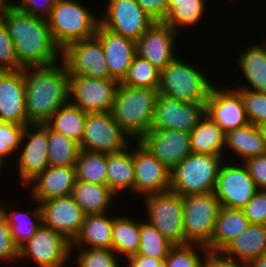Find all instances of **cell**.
<instances>
[{
	"mask_svg": "<svg viewBox=\"0 0 266 267\" xmlns=\"http://www.w3.org/2000/svg\"><path fill=\"white\" fill-rule=\"evenodd\" d=\"M1 20L23 67L51 65L58 63V57L61 60L62 50L54 42L46 19L28 15L9 2Z\"/></svg>",
	"mask_w": 266,
	"mask_h": 267,
	"instance_id": "6da1fadb",
	"label": "cell"
},
{
	"mask_svg": "<svg viewBox=\"0 0 266 267\" xmlns=\"http://www.w3.org/2000/svg\"><path fill=\"white\" fill-rule=\"evenodd\" d=\"M23 71L28 122L44 124L70 101V76L63 62L24 67Z\"/></svg>",
	"mask_w": 266,
	"mask_h": 267,
	"instance_id": "7a4b0ae2",
	"label": "cell"
},
{
	"mask_svg": "<svg viewBox=\"0 0 266 267\" xmlns=\"http://www.w3.org/2000/svg\"><path fill=\"white\" fill-rule=\"evenodd\" d=\"M158 96V89L119 84L110 111L112 118L132 139L139 141L151 129Z\"/></svg>",
	"mask_w": 266,
	"mask_h": 267,
	"instance_id": "3957f363",
	"label": "cell"
},
{
	"mask_svg": "<svg viewBox=\"0 0 266 267\" xmlns=\"http://www.w3.org/2000/svg\"><path fill=\"white\" fill-rule=\"evenodd\" d=\"M56 45L63 50L68 44L94 37L100 17L73 0H57L47 19Z\"/></svg>",
	"mask_w": 266,
	"mask_h": 267,
	"instance_id": "277c9868",
	"label": "cell"
},
{
	"mask_svg": "<svg viewBox=\"0 0 266 267\" xmlns=\"http://www.w3.org/2000/svg\"><path fill=\"white\" fill-rule=\"evenodd\" d=\"M224 158L191 152L171 170L170 190L183 196L214 192Z\"/></svg>",
	"mask_w": 266,
	"mask_h": 267,
	"instance_id": "5b68a950",
	"label": "cell"
},
{
	"mask_svg": "<svg viewBox=\"0 0 266 267\" xmlns=\"http://www.w3.org/2000/svg\"><path fill=\"white\" fill-rule=\"evenodd\" d=\"M198 68L176 57L160 71L159 95L182 102L206 103L214 85Z\"/></svg>",
	"mask_w": 266,
	"mask_h": 267,
	"instance_id": "8992f818",
	"label": "cell"
},
{
	"mask_svg": "<svg viewBox=\"0 0 266 267\" xmlns=\"http://www.w3.org/2000/svg\"><path fill=\"white\" fill-rule=\"evenodd\" d=\"M148 221L171 244L185 245L183 197L172 190L145 195Z\"/></svg>",
	"mask_w": 266,
	"mask_h": 267,
	"instance_id": "52a82bcc",
	"label": "cell"
},
{
	"mask_svg": "<svg viewBox=\"0 0 266 267\" xmlns=\"http://www.w3.org/2000/svg\"><path fill=\"white\" fill-rule=\"evenodd\" d=\"M221 205L213 192L183 196V228L190 244L207 246Z\"/></svg>",
	"mask_w": 266,
	"mask_h": 267,
	"instance_id": "ba28073f",
	"label": "cell"
},
{
	"mask_svg": "<svg viewBox=\"0 0 266 267\" xmlns=\"http://www.w3.org/2000/svg\"><path fill=\"white\" fill-rule=\"evenodd\" d=\"M127 138L132 139L110 112L87 113L84 135L79 145L83 150L111 154L129 148Z\"/></svg>",
	"mask_w": 266,
	"mask_h": 267,
	"instance_id": "9c48e42d",
	"label": "cell"
},
{
	"mask_svg": "<svg viewBox=\"0 0 266 267\" xmlns=\"http://www.w3.org/2000/svg\"><path fill=\"white\" fill-rule=\"evenodd\" d=\"M61 61L69 76L112 79L103 47L95 36L68 44L61 51Z\"/></svg>",
	"mask_w": 266,
	"mask_h": 267,
	"instance_id": "30bf717a",
	"label": "cell"
},
{
	"mask_svg": "<svg viewBox=\"0 0 266 267\" xmlns=\"http://www.w3.org/2000/svg\"><path fill=\"white\" fill-rule=\"evenodd\" d=\"M119 82L86 76H70L69 101L86 113L110 112Z\"/></svg>",
	"mask_w": 266,
	"mask_h": 267,
	"instance_id": "8fae6325",
	"label": "cell"
},
{
	"mask_svg": "<svg viewBox=\"0 0 266 267\" xmlns=\"http://www.w3.org/2000/svg\"><path fill=\"white\" fill-rule=\"evenodd\" d=\"M100 25L137 41L155 22L135 0H108Z\"/></svg>",
	"mask_w": 266,
	"mask_h": 267,
	"instance_id": "7c38bea8",
	"label": "cell"
},
{
	"mask_svg": "<svg viewBox=\"0 0 266 267\" xmlns=\"http://www.w3.org/2000/svg\"><path fill=\"white\" fill-rule=\"evenodd\" d=\"M70 254L71 242L42 224L19 249V260L31 257L39 267H63Z\"/></svg>",
	"mask_w": 266,
	"mask_h": 267,
	"instance_id": "4fadbf2b",
	"label": "cell"
},
{
	"mask_svg": "<svg viewBox=\"0 0 266 267\" xmlns=\"http://www.w3.org/2000/svg\"><path fill=\"white\" fill-rule=\"evenodd\" d=\"M33 128L36 131L33 132ZM20 147L23 149L17 154L19 173L22 184L26 186L49 166L48 125L46 123L26 125Z\"/></svg>",
	"mask_w": 266,
	"mask_h": 267,
	"instance_id": "5bb4252c",
	"label": "cell"
},
{
	"mask_svg": "<svg viewBox=\"0 0 266 267\" xmlns=\"http://www.w3.org/2000/svg\"><path fill=\"white\" fill-rule=\"evenodd\" d=\"M257 191L243 163L221 164L213 193L222 207L242 209Z\"/></svg>",
	"mask_w": 266,
	"mask_h": 267,
	"instance_id": "9a60e30c",
	"label": "cell"
},
{
	"mask_svg": "<svg viewBox=\"0 0 266 267\" xmlns=\"http://www.w3.org/2000/svg\"><path fill=\"white\" fill-rule=\"evenodd\" d=\"M205 104L182 102L175 98L159 95L151 129H173L190 133L204 116Z\"/></svg>",
	"mask_w": 266,
	"mask_h": 267,
	"instance_id": "2e32d148",
	"label": "cell"
},
{
	"mask_svg": "<svg viewBox=\"0 0 266 267\" xmlns=\"http://www.w3.org/2000/svg\"><path fill=\"white\" fill-rule=\"evenodd\" d=\"M136 142L138 146L136 145L132 151L135 170L134 192L144 196L169 191L171 171L140 141Z\"/></svg>",
	"mask_w": 266,
	"mask_h": 267,
	"instance_id": "e0dca14e",
	"label": "cell"
},
{
	"mask_svg": "<svg viewBox=\"0 0 266 267\" xmlns=\"http://www.w3.org/2000/svg\"><path fill=\"white\" fill-rule=\"evenodd\" d=\"M43 225L63 235L71 243L78 236L85 214L71 195L40 202Z\"/></svg>",
	"mask_w": 266,
	"mask_h": 267,
	"instance_id": "ac0fdd59",
	"label": "cell"
},
{
	"mask_svg": "<svg viewBox=\"0 0 266 267\" xmlns=\"http://www.w3.org/2000/svg\"><path fill=\"white\" fill-rule=\"evenodd\" d=\"M139 141L170 171L192 152L190 133L180 130L150 129Z\"/></svg>",
	"mask_w": 266,
	"mask_h": 267,
	"instance_id": "d6986e66",
	"label": "cell"
},
{
	"mask_svg": "<svg viewBox=\"0 0 266 267\" xmlns=\"http://www.w3.org/2000/svg\"><path fill=\"white\" fill-rule=\"evenodd\" d=\"M226 90L221 91L213 86L205 104V113L225 133L249 123L241 94L235 88Z\"/></svg>",
	"mask_w": 266,
	"mask_h": 267,
	"instance_id": "ffe728a7",
	"label": "cell"
},
{
	"mask_svg": "<svg viewBox=\"0 0 266 267\" xmlns=\"http://www.w3.org/2000/svg\"><path fill=\"white\" fill-rule=\"evenodd\" d=\"M177 35L169 25L154 22L136 41L137 55L161 71L177 57L173 50Z\"/></svg>",
	"mask_w": 266,
	"mask_h": 267,
	"instance_id": "44dd1931",
	"label": "cell"
},
{
	"mask_svg": "<svg viewBox=\"0 0 266 267\" xmlns=\"http://www.w3.org/2000/svg\"><path fill=\"white\" fill-rule=\"evenodd\" d=\"M0 121L26 126L24 71H0Z\"/></svg>",
	"mask_w": 266,
	"mask_h": 267,
	"instance_id": "7402d4cb",
	"label": "cell"
},
{
	"mask_svg": "<svg viewBox=\"0 0 266 267\" xmlns=\"http://www.w3.org/2000/svg\"><path fill=\"white\" fill-rule=\"evenodd\" d=\"M95 37L103 47L111 78L120 83L137 55L136 41L113 33L100 24Z\"/></svg>",
	"mask_w": 266,
	"mask_h": 267,
	"instance_id": "603a6c76",
	"label": "cell"
},
{
	"mask_svg": "<svg viewBox=\"0 0 266 267\" xmlns=\"http://www.w3.org/2000/svg\"><path fill=\"white\" fill-rule=\"evenodd\" d=\"M218 254L224 259L243 265L253 259L265 256L266 225L250 224L245 231L237 235Z\"/></svg>",
	"mask_w": 266,
	"mask_h": 267,
	"instance_id": "cb8c5ba5",
	"label": "cell"
},
{
	"mask_svg": "<svg viewBox=\"0 0 266 267\" xmlns=\"http://www.w3.org/2000/svg\"><path fill=\"white\" fill-rule=\"evenodd\" d=\"M76 175L74 167L48 166L34 180L31 197L37 203L52 198H58L71 195L75 186Z\"/></svg>",
	"mask_w": 266,
	"mask_h": 267,
	"instance_id": "d4e9b609",
	"label": "cell"
},
{
	"mask_svg": "<svg viewBox=\"0 0 266 267\" xmlns=\"http://www.w3.org/2000/svg\"><path fill=\"white\" fill-rule=\"evenodd\" d=\"M250 223L242 209L220 207L210 243L209 253L218 254L237 235L245 231Z\"/></svg>",
	"mask_w": 266,
	"mask_h": 267,
	"instance_id": "484cf974",
	"label": "cell"
},
{
	"mask_svg": "<svg viewBox=\"0 0 266 267\" xmlns=\"http://www.w3.org/2000/svg\"><path fill=\"white\" fill-rule=\"evenodd\" d=\"M113 219L114 216L106 213L86 215L78 236L71 243V250L85 245L87 248L112 249Z\"/></svg>",
	"mask_w": 266,
	"mask_h": 267,
	"instance_id": "4316f807",
	"label": "cell"
},
{
	"mask_svg": "<svg viewBox=\"0 0 266 267\" xmlns=\"http://www.w3.org/2000/svg\"><path fill=\"white\" fill-rule=\"evenodd\" d=\"M225 138L224 130L205 113L190 132L192 152L223 157Z\"/></svg>",
	"mask_w": 266,
	"mask_h": 267,
	"instance_id": "83f0119b",
	"label": "cell"
},
{
	"mask_svg": "<svg viewBox=\"0 0 266 267\" xmlns=\"http://www.w3.org/2000/svg\"><path fill=\"white\" fill-rule=\"evenodd\" d=\"M71 196L85 215H92L107 213L116 194L107 185L76 180Z\"/></svg>",
	"mask_w": 266,
	"mask_h": 267,
	"instance_id": "f1b7e54d",
	"label": "cell"
},
{
	"mask_svg": "<svg viewBox=\"0 0 266 267\" xmlns=\"http://www.w3.org/2000/svg\"><path fill=\"white\" fill-rule=\"evenodd\" d=\"M242 160L266 154V144L258 126L248 123L226 133L225 147Z\"/></svg>",
	"mask_w": 266,
	"mask_h": 267,
	"instance_id": "f546056e",
	"label": "cell"
},
{
	"mask_svg": "<svg viewBox=\"0 0 266 267\" xmlns=\"http://www.w3.org/2000/svg\"><path fill=\"white\" fill-rule=\"evenodd\" d=\"M135 170L132 152L107 154L106 185L117 195L125 189L134 191ZM121 190V191H120Z\"/></svg>",
	"mask_w": 266,
	"mask_h": 267,
	"instance_id": "4dcf8cb0",
	"label": "cell"
},
{
	"mask_svg": "<svg viewBox=\"0 0 266 267\" xmlns=\"http://www.w3.org/2000/svg\"><path fill=\"white\" fill-rule=\"evenodd\" d=\"M252 45L238 57V64L250 87L244 85L235 89H249L266 93V43Z\"/></svg>",
	"mask_w": 266,
	"mask_h": 267,
	"instance_id": "1f68e13d",
	"label": "cell"
},
{
	"mask_svg": "<svg viewBox=\"0 0 266 267\" xmlns=\"http://www.w3.org/2000/svg\"><path fill=\"white\" fill-rule=\"evenodd\" d=\"M86 114L68 102L61 106L46 124L53 131L80 143L84 135Z\"/></svg>",
	"mask_w": 266,
	"mask_h": 267,
	"instance_id": "d6a6232c",
	"label": "cell"
},
{
	"mask_svg": "<svg viewBox=\"0 0 266 267\" xmlns=\"http://www.w3.org/2000/svg\"><path fill=\"white\" fill-rule=\"evenodd\" d=\"M4 206H0V212L4 216L7 225L10 227V233L13 237L14 243L20 249L40 228L43 224L42 211L40 203L35 210L30 212L22 213L20 211L8 213ZM29 219H24V218ZM35 221H34V220Z\"/></svg>",
	"mask_w": 266,
	"mask_h": 267,
	"instance_id": "836d02e7",
	"label": "cell"
},
{
	"mask_svg": "<svg viewBox=\"0 0 266 267\" xmlns=\"http://www.w3.org/2000/svg\"><path fill=\"white\" fill-rule=\"evenodd\" d=\"M140 222L130 217L115 216L112 227V250L129 257L137 254L140 245Z\"/></svg>",
	"mask_w": 266,
	"mask_h": 267,
	"instance_id": "e575fe53",
	"label": "cell"
},
{
	"mask_svg": "<svg viewBox=\"0 0 266 267\" xmlns=\"http://www.w3.org/2000/svg\"><path fill=\"white\" fill-rule=\"evenodd\" d=\"M80 150L79 143L48 126L49 166L75 167Z\"/></svg>",
	"mask_w": 266,
	"mask_h": 267,
	"instance_id": "d590c367",
	"label": "cell"
},
{
	"mask_svg": "<svg viewBox=\"0 0 266 267\" xmlns=\"http://www.w3.org/2000/svg\"><path fill=\"white\" fill-rule=\"evenodd\" d=\"M74 168L76 180L106 185V153L81 149Z\"/></svg>",
	"mask_w": 266,
	"mask_h": 267,
	"instance_id": "8d00e7d4",
	"label": "cell"
},
{
	"mask_svg": "<svg viewBox=\"0 0 266 267\" xmlns=\"http://www.w3.org/2000/svg\"><path fill=\"white\" fill-rule=\"evenodd\" d=\"M120 84L135 88L158 89L160 70L136 55Z\"/></svg>",
	"mask_w": 266,
	"mask_h": 267,
	"instance_id": "74e56055",
	"label": "cell"
},
{
	"mask_svg": "<svg viewBox=\"0 0 266 267\" xmlns=\"http://www.w3.org/2000/svg\"><path fill=\"white\" fill-rule=\"evenodd\" d=\"M140 245L137 254L166 259L174 246L149 222L140 221Z\"/></svg>",
	"mask_w": 266,
	"mask_h": 267,
	"instance_id": "f35d334b",
	"label": "cell"
},
{
	"mask_svg": "<svg viewBox=\"0 0 266 267\" xmlns=\"http://www.w3.org/2000/svg\"><path fill=\"white\" fill-rule=\"evenodd\" d=\"M206 0H185L179 2L178 5L172 6L163 23L169 25L177 33L179 31L178 25L180 26H192L202 19L205 11Z\"/></svg>",
	"mask_w": 266,
	"mask_h": 267,
	"instance_id": "ab89813d",
	"label": "cell"
},
{
	"mask_svg": "<svg viewBox=\"0 0 266 267\" xmlns=\"http://www.w3.org/2000/svg\"><path fill=\"white\" fill-rule=\"evenodd\" d=\"M193 245L199 249L201 247L205 256L209 254L208 249L200 244L176 245L166 257L167 267H203L204 260L198 256Z\"/></svg>",
	"mask_w": 266,
	"mask_h": 267,
	"instance_id": "60d3db41",
	"label": "cell"
},
{
	"mask_svg": "<svg viewBox=\"0 0 266 267\" xmlns=\"http://www.w3.org/2000/svg\"><path fill=\"white\" fill-rule=\"evenodd\" d=\"M244 102L249 123L256 126L266 124V93L249 89H236Z\"/></svg>",
	"mask_w": 266,
	"mask_h": 267,
	"instance_id": "b9f144b4",
	"label": "cell"
},
{
	"mask_svg": "<svg viewBox=\"0 0 266 267\" xmlns=\"http://www.w3.org/2000/svg\"><path fill=\"white\" fill-rule=\"evenodd\" d=\"M76 256L79 267H120L117 255L112 249L85 247L80 249V253Z\"/></svg>",
	"mask_w": 266,
	"mask_h": 267,
	"instance_id": "7bdbcfd3",
	"label": "cell"
},
{
	"mask_svg": "<svg viewBox=\"0 0 266 267\" xmlns=\"http://www.w3.org/2000/svg\"><path fill=\"white\" fill-rule=\"evenodd\" d=\"M26 126L0 121V158L5 161L12 153H19ZM18 150V151H17ZM15 151V152H14Z\"/></svg>",
	"mask_w": 266,
	"mask_h": 267,
	"instance_id": "ee69618b",
	"label": "cell"
},
{
	"mask_svg": "<svg viewBox=\"0 0 266 267\" xmlns=\"http://www.w3.org/2000/svg\"><path fill=\"white\" fill-rule=\"evenodd\" d=\"M24 67L17 59L14 44L4 22L0 19V71H19Z\"/></svg>",
	"mask_w": 266,
	"mask_h": 267,
	"instance_id": "f6af8a7d",
	"label": "cell"
},
{
	"mask_svg": "<svg viewBox=\"0 0 266 267\" xmlns=\"http://www.w3.org/2000/svg\"><path fill=\"white\" fill-rule=\"evenodd\" d=\"M242 210L250 224L266 225V190H258Z\"/></svg>",
	"mask_w": 266,
	"mask_h": 267,
	"instance_id": "bcb514c9",
	"label": "cell"
},
{
	"mask_svg": "<svg viewBox=\"0 0 266 267\" xmlns=\"http://www.w3.org/2000/svg\"><path fill=\"white\" fill-rule=\"evenodd\" d=\"M19 260V248L14 243L4 216L0 212V261Z\"/></svg>",
	"mask_w": 266,
	"mask_h": 267,
	"instance_id": "7dc6e473",
	"label": "cell"
},
{
	"mask_svg": "<svg viewBox=\"0 0 266 267\" xmlns=\"http://www.w3.org/2000/svg\"><path fill=\"white\" fill-rule=\"evenodd\" d=\"M56 1L57 0H20L18 4L12 3V1L10 4L28 15L47 20Z\"/></svg>",
	"mask_w": 266,
	"mask_h": 267,
	"instance_id": "c3c4849f",
	"label": "cell"
},
{
	"mask_svg": "<svg viewBox=\"0 0 266 267\" xmlns=\"http://www.w3.org/2000/svg\"><path fill=\"white\" fill-rule=\"evenodd\" d=\"M258 190H266V154L241 161Z\"/></svg>",
	"mask_w": 266,
	"mask_h": 267,
	"instance_id": "681fc988",
	"label": "cell"
},
{
	"mask_svg": "<svg viewBox=\"0 0 266 267\" xmlns=\"http://www.w3.org/2000/svg\"><path fill=\"white\" fill-rule=\"evenodd\" d=\"M155 22H163L168 14V0H135Z\"/></svg>",
	"mask_w": 266,
	"mask_h": 267,
	"instance_id": "f907efd6",
	"label": "cell"
},
{
	"mask_svg": "<svg viewBox=\"0 0 266 267\" xmlns=\"http://www.w3.org/2000/svg\"><path fill=\"white\" fill-rule=\"evenodd\" d=\"M203 267H245V265L224 259L219 254L209 253L205 256Z\"/></svg>",
	"mask_w": 266,
	"mask_h": 267,
	"instance_id": "816d5d0a",
	"label": "cell"
},
{
	"mask_svg": "<svg viewBox=\"0 0 266 267\" xmlns=\"http://www.w3.org/2000/svg\"><path fill=\"white\" fill-rule=\"evenodd\" d=\"M126 259H128L127 262L129 261L127 267H153L152 257L135 254Z\"/></svg>",
	"mask_w": 266,
	"mask_h": 267,
	"instance_id": "f5cc1de1",
	"label": "cell"
},
{
	"mask_svg": "<svg viewBox=\"0 0 266 267\" xmlns=\"http://www.w3.org/2000/svg\"><path fill=\"white\" fill-rule=\"evenodd\" d=\"M245 267H266V255L249 261Z\"/></svg>",
	"mask_w": 266,
	"mask_h": 267,
	"instance_id": "db71d44e",
	"label": "cell"
},
{
	"mask_svg": "<svg viewBox=\"0 0 266 267\" xmlns=\"http://www.w3.org/2000/svg\"><path fill=\"white\" fill-rule=\"evenodd\" d=\"M153 267H167L166 259L153 258Z\"/></svg>",
	"mask_w": 266,
	"mask_h": 267,
	"instance_id": "11a10c76",
	"label": "cell"
},
{
	"mask_svg": "<svg viewBox=\"0 0 266 267\" xmlns=\"http://www.w3.org/2000/svg\"><path fill=\"white\" fill-rule=\"evenodd\" d=\"M7 1H10V0H0V19L3 15V12L6 8V6L9 4V2L7 3Z\"/></svg>",
	"mask_w": 266,
	"mask_h": 267,
	"instance_id": "9f6ffc18",
	"label": "cell"
},
{
	"mask_svg": "<svg viewBox=\"0 0 266 267\" xmlns=\"http://www.w3.org/2000/svg\"><path fill=\"white\" fill-rule=\"evenodd\" d=\"M185 0H168V11L172 6L178 5L179 2H182Z\"/></svg>",
	"mask_w": 266,
	"mask_h": 267,
	"instance_id": "6f0895ef",
	"label": "cell"
},
{
	"mask_svg": "<svg viewBox=\"0 0 266 267\" xmlns=\"http://www.w3.org/2000/svg\"><path fill=\"white\" fill-rule=\"evenodd\" d=\"M259 129H260V132L262 133L263 139L266 144V124L259 126Z\"/></svg>",
	"mask_w": 266,
	"mask_h": 267,
	"instance_id": "680465c9",
	"label": "cell"
},
{
	"mask_svg": "<svg viewBox=\"0 0 266 267\" xmlns=\"http://www.w3.org/2000/svg\"><path fill=\"white\" fill-rule=\"evenodd\" d=\"M4 161L0 158V169H2L4 167ZM3 166V167H2ZM1 171V170H0Z\"/></svg>",
	"mask_w": 266,
	"mask_h": 267,
	"instance_id": "91938a15",
	"label": "cell"
}]
</instances>
